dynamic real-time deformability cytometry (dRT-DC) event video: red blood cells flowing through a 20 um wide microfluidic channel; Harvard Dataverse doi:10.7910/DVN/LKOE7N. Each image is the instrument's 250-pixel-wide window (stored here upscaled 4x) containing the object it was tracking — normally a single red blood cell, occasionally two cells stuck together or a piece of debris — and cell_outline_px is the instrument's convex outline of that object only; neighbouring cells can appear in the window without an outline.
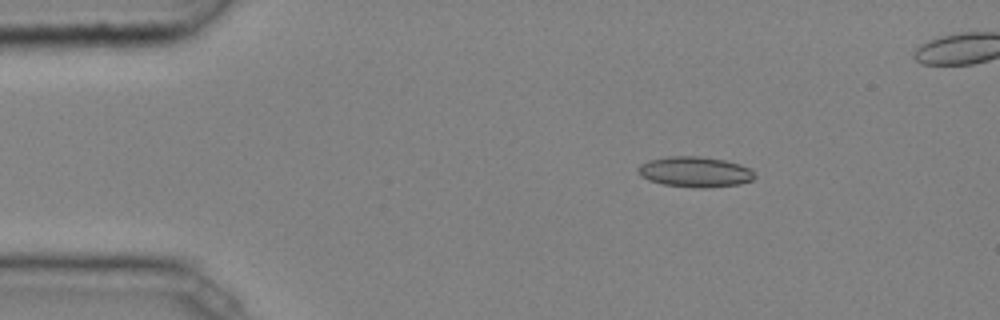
{"species": "common noctule bat (a hibernating species)", "species_latin": "Nyctalus noctula", "temperature_condition": "cold", "stored_images_in_passage": 46, "camera_frame_rate_fps": 3000, "um_per_image_px": 0.085, "animal": {"sex": "male", "body_mass_g": 20.4}, "frame": {"image": 1, "passage_image": 7, "time_ms": 2.0, "image_size_px": [1000, 320], "cell_outline_px": [[756, 176], [752, 180], [740, 184], [708, 188], [692, 188], [664, 184], [648, 180], [640, 176], [636, 168], [640, 164], [648, 160], [668, 156], [700, 156], [724, 160], [740, 164], [752, 168]], "centroid_in_image_um": [59.08, 14.61], "position_along_channel_um": 25.9, "area_um2": 21.04}, "authors_computed_cell_mechanics": {"area_um2": 18.8139, "velocity_mm_per_s": 4.079, "shape_relaxation_time_tau1_ms": 8.7263, "shape_relaxation_time_tau2_ms": 3.2013, "deformation_change_tau1": 0.1874, "deformation_change_tau2": 0.116}}